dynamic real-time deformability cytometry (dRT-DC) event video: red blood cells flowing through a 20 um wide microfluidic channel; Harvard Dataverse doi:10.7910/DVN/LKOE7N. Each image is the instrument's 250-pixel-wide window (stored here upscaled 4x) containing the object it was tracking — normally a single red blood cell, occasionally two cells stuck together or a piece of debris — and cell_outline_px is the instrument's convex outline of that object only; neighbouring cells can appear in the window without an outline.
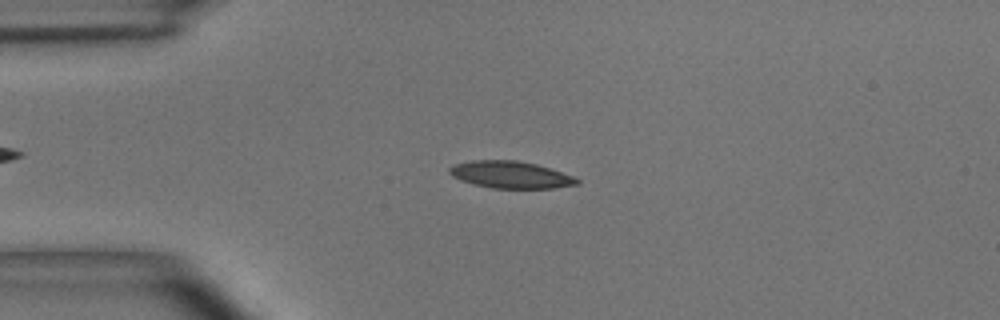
{"species": "common noctule bat (a hibernating species)", "species_latin": "Nyctalus noctula", "temperature_condition": "room temperature", "stored_images_in_passage": 48, "camera_frame_rate_fps": 3000, "um_per_image_px": 0.085, "animal": {"sex": "male", "body_mass_g": 15.6}, "frame": {"image": 1, "passage_image": 11, "time_ms": 3.333, "image_size_px": [1000, 320], "cell_outline_px": [[580, 184], [552, 188], [492, 188], [460, 180], [452, 176], [448, 172], [448, 168], [456, 164], [472, 160], [516, 160], [536, 164], [572, 176], [580, 180]], "centroid_in_image_um": [43.38, 14.85], "position_along_channel_um": 41.6, "area_um2": 19.88}}
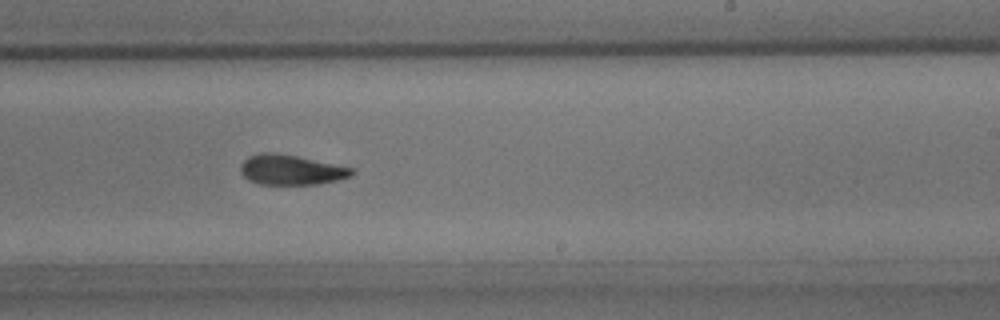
{"frame": {"image": 2, "passage_image": 29, "time_ms": 9.333, "image_size_px": [1000, 320], "cell_outline_px": [[356, 172], [352, 176], [336, 180], [316, 184], [260, 184], [248, 180], [240, 172], [240, 164], [248, 156], [260, 152], [272, 152], [296, 156], [352, 168]], "centroid_in_image_um": [24.69, 14.43], "position_along_channel_um": 264.3, "area_um2": 19.36}}
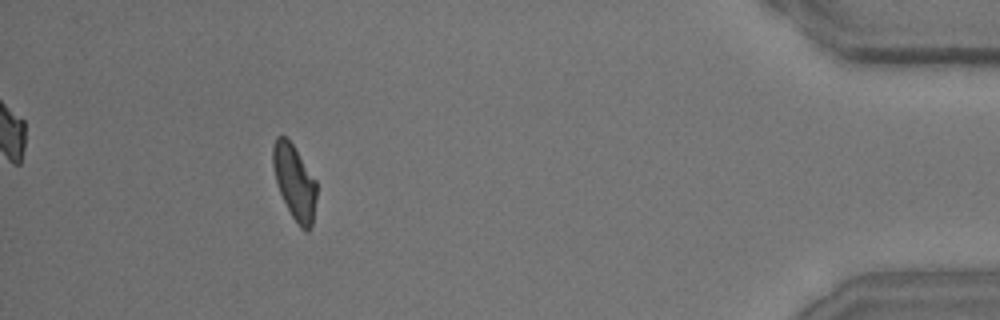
{"frame": {"image": 3, "passage_image": 44, "time_ms": 14.333, "image_size_px": [1000, 320], "cell_outline_px": [[316, 196], [312, 224], [308, 232], [304, 232], [300, 228], [292, 216], [280, 192], [272, 168], [272, 144], [276, 136], [284, 136], [292, 144], [316, 180]], "centroid_in_image_um": [25.02, 15.48], "position_along_channel_um": 410.2, "area_um2": 18.84}, "authors_computed_cell_mechanics": {"area_um2": 19.7676, "velocity_mm_per_s": 4.0731, "shape_relaxation_time_tau1_ms": 4.5612, "shape_relaxation_time_tau2_ms": 3.1887, "deformation_change_tau1": 0.1664, "deformation_change_tau2": 0.1045}}